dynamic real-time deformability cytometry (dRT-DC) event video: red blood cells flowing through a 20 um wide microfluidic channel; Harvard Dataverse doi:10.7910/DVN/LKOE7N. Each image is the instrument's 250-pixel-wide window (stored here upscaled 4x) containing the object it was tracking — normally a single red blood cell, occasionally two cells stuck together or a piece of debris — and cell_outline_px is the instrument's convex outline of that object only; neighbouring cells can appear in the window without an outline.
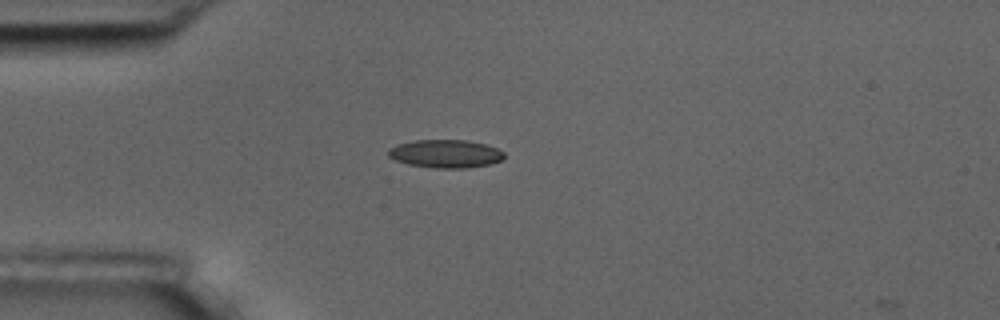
{"species": "common noctule bat (a hibernating species)", "species_latin": "Nyctalus noctula", "temperature_condition": "room temperature", "stored_images_in_passage": 2, "camera_frame_rate_fps": 3000, "um_per_image_px": 0.085, "animal": {"sex": "male", "body_mass_g": 17.5, "forearm_length_mm": 52.3}, "frame": {"image": 1, "passage_image": 1, "time_ms": 0.0, "image_size_px": [1000, 320], "cell_outline_px": [[504, 156], [500, 160], [488, 164], [468, 168], [432, 168], [408, 164], [396, 160], [388, 156], [388, 148], [396, 144], [416, 140], [464, 140], [484, 144], [496, 148], [504, 152]], "centroid_in_image_um": [37.82, 13.07], "position_along_channel_um": 47.2, "area_um2": 18.9}}